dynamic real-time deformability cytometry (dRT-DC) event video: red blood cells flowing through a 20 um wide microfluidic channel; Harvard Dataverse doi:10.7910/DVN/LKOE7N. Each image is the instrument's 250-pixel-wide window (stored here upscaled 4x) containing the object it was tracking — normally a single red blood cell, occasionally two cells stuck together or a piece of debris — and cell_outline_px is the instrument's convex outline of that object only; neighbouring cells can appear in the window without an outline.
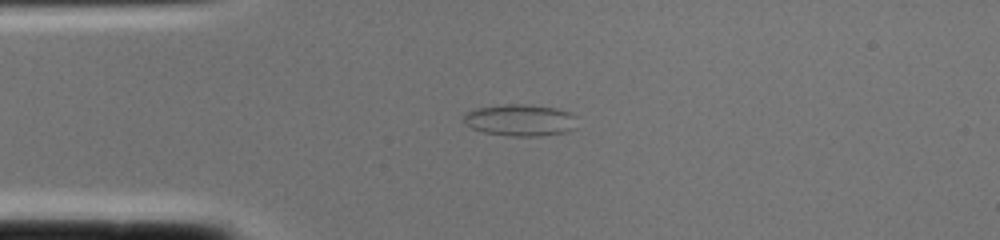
{"species": "common noctule bat (a hibernating species)", "species_latin": "Nyctalus noctula", "temperature_condition": "cold", "stored_images_in_passage": 1, "camera_frame_rate_fps": 3000, "um_per_image_px": 0.085, "animal": {"sex": "female", "body_mass_g": 22.0, "forearm_length_mm": 56.7}, "frame": {"image": 1, "passage_image": 1, "time_ms": 0.0, "image_size_px": [1000, 240], "cell_outline_px": [[576, 128], [568, 132], [540, 136], [508, 136], [484, 132], [472, 128], [464, 124], [464, 112], [476, 108], [504, 104], [524, 104], [556, 108], [568, 112], [576, 116]], "centroid_in_image_um": [44.22, 10.22], "position_along_channel_um": 40.8, "area_um2": 21.21}}